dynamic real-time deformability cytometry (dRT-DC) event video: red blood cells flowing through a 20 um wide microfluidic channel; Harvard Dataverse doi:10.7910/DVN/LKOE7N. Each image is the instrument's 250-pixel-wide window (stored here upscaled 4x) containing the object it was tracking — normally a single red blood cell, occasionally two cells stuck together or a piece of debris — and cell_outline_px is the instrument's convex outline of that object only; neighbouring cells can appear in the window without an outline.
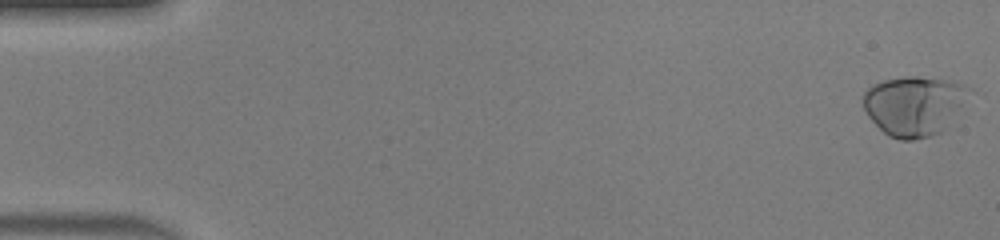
{"species": "human", "species_latin": "Homo sapiens", "temperature_condition": "warm", "stored_images_in_passage": 49, "camera_frame_rate_fps": 3000, "um_per_image_px": 0.085, "donor": {"sex": "male"}, "frame": {"image": 1, "passage_image": 1, "time_ms": 0.0, "image_size_px": [1000, 240], "cell_outline_px": [[960, 104], [944, 128], [940, 132], [932, 136], [912, 140], [900, 140], [888, 136], [868, 116], [864, 108], [864, 92], [872, 84], [884, 80], [904, 76], [916, 76], [956, 80], [960, 84]], "centroid_in_image_um": [77.54, 8.98], "position_along_channel_um": 7.5, "area_um2": 35.43}}
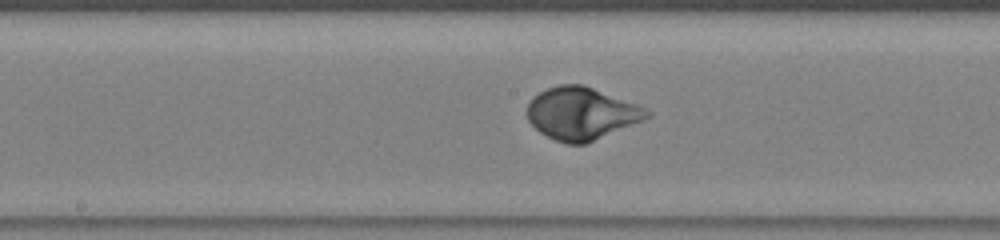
{"frame": {"image": 2, "passage_image": 26, "time_ms": 8.333, "image_size_px": [1000, 240], "cell_outline_px": [[652, 116], [644, 120], [584, 144], [568, 144], [556, 140], [540, 132], [528, 120], [524, 112], [532, 96], [548, 88], [560, 84], [584, 84], [636, 104], [652, 112]], "centroid_in_image_um": [49.4, 9.63], "position_along_channel_um": 198.8, "area_um2": 36.53}}
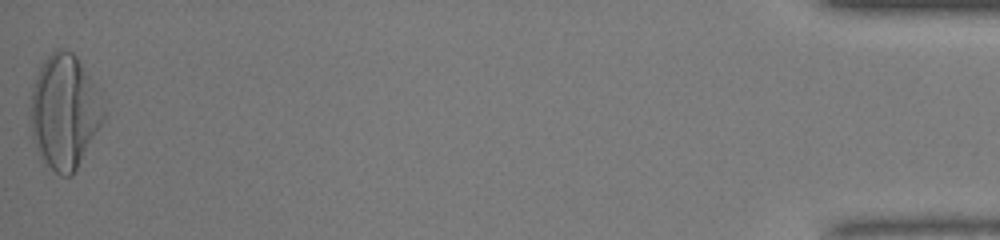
{"frame": {"image": 3, "passage_image": 49, "time_ms": 16.0, "image_size_px": [1000, 240], "cell_outline_px": [[104, 120], [76, 172], [72, 176], [60, 176], [40, 160], [32, 136], [28, 120], [32, 88], [40, 64], [56, 48], [60, 48], [72, 52], [76, 56], [88, 76], [104, 112]], "centroid_in_image_um": [5.41, 9.57], "position_along_channel_um": 429.8, "area_um2": 48.61}, "authors_computed_cell_mechanics": {"area_um2": 35.258, "velocity_mm_per_s": 4.2601, "shape_relaxation_time_tau1_ms": 2.4093, "shape_relaxation_time_tau2_ms": null, "deformation_change_tau1": 0.1884, "deformation_change_tau2": null}}